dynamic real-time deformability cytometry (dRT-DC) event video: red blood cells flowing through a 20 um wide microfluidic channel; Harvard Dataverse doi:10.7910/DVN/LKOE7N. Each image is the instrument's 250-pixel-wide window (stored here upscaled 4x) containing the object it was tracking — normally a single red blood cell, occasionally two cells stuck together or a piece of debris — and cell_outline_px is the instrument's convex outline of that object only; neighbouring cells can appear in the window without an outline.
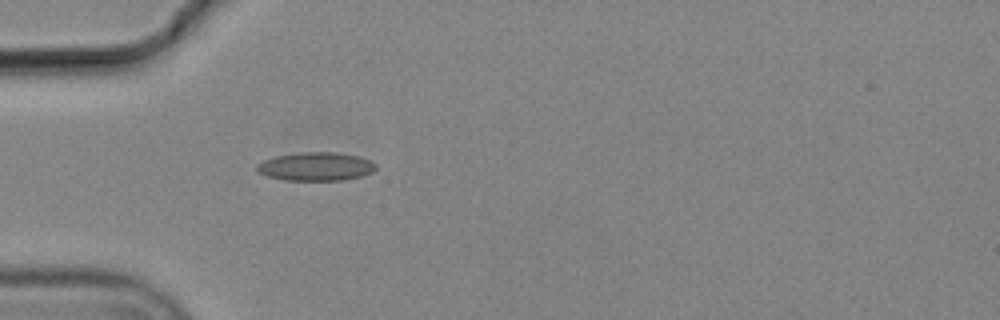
{"species": "common noctule bat (a hibernating species)", "species_latin": "Nyctalus noctula", "temperature_condition": "cold", "stored_images_in_passage": 1, "camera_frame_rate_fps": 3000, "um_per_image_px": 0.085, "animal": {"sex": "male", "body_mass_g": 19.2, "forearm_length_mm": 51.8}, "frame": {"image": 1, "passage_image": 1, "time_ms": 0.0, "image_size_px": [1000, 320], "cell_outline_px": [[376, 168], [372, 172], [360, 176], [344, 180], [284, 180], [268, 176], [256, 172], [256, 164], [264, 160], [276, 156], [300, 152], [336, 152], [356, 156], [372, 160], [376, 164]], "centroid_in_image_um": [26.83, 14.15], "position_along_channel_um": 58.2, "area_um2": 19.77}}